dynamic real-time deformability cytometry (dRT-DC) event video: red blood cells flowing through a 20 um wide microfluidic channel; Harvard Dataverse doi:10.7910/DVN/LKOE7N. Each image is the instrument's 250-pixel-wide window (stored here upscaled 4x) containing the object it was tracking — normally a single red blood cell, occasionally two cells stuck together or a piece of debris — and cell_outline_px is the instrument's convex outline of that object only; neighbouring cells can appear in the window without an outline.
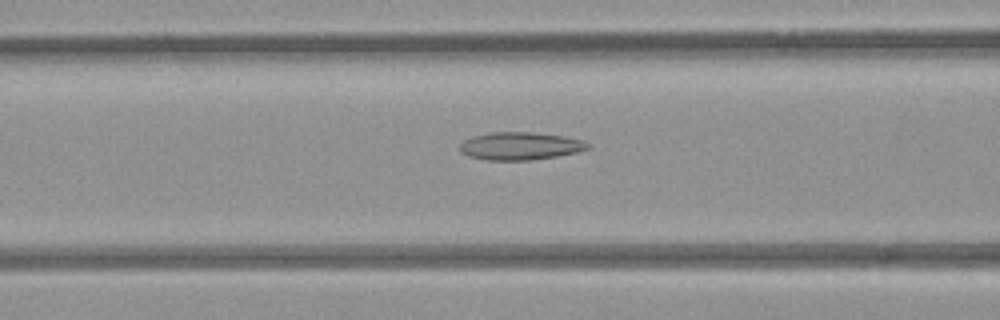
{"species": "common noctule bat (a hibernating species)", "species_latin": "Nyctalus noctula", "temperature_condition": "room temperature", "stored_images_in_passage": 40, "camera_frame_rate_fps": 3000, "um_per_image_px": 0.085, "animal": {"sex": "female", "body_mass_g": 21.9}, "frame": {"image": 1, "passage_image": 9, "time_ms": 2.667, "image_size_px": [1000, 320], "cell_outline_px": [[592, 148], [576, 152], [556, 156], [532, 160], [484, 160], [468, 156], [460, 152], [460, 144], [464, 140], [472, 136], [492, 132], [532, 132], [564, 136], [584, 140], [592, 144]], "centroid_in_image_um": [44.24, 12.41], "position_along_channel_um": 122.4, "area_um2": 20.92}}
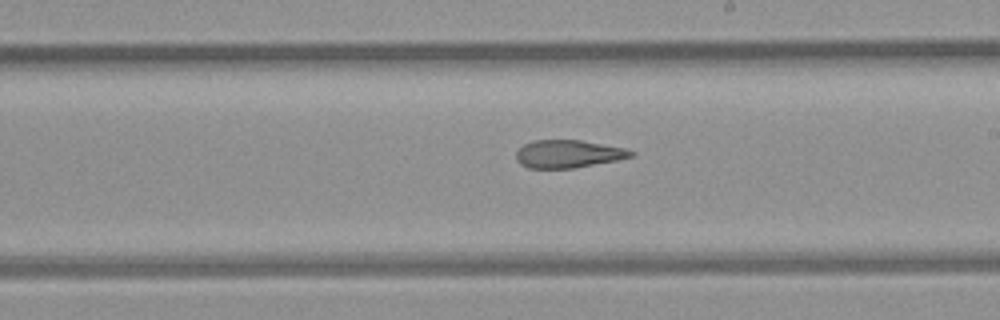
{"frame": {"image": 2, "passage_image": 18, "time_ms": 5.667, "image_size_px": [1000, 320], "cell_outline_px": [[636, 152], [632, 156], [616, 160], [572, 168], [528, 168], [520, 164], [516, 160], [516, 152], [524, 144], [532, 140], [580, 140], [628, 148]], "centroid_in_image_um": [48.29, 13.07], "position_along_channel_um": 240.7, "area_um2": 18.61}}
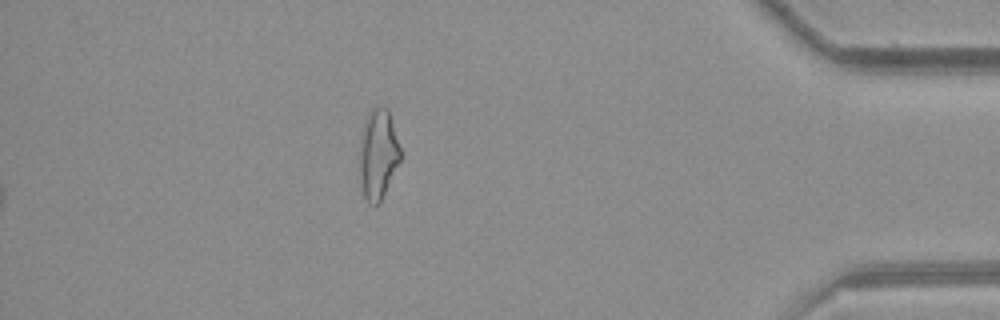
{"frame": {"image": 3, "passage_image": 34, "time_ms": 11.0, "image_size_px": [1000, 320], "cell_outline_px": [[400, 160], [380, 204], [368, 204], [364, 196], [360, 180], [360, 152], [364, 128], [368, 112], [376, 104], [380, 104], [388, 108], [400, 148]], "centroid_in_image_um": [32.15, 13.11], "position_along_channel_um": 403.1, "area_um2": 21.21}, "authors_computed_cell_mechanics": {"area_um2": 20.808, "velocity_mm_per_s": 3.9384, "shape_relaxation_time_tau1_ms": null, "shape_relaxation_time_tau2_ms": 2.3973, "deformation_change_tau1": null, "deformation_change_tau2": 0.1165}}